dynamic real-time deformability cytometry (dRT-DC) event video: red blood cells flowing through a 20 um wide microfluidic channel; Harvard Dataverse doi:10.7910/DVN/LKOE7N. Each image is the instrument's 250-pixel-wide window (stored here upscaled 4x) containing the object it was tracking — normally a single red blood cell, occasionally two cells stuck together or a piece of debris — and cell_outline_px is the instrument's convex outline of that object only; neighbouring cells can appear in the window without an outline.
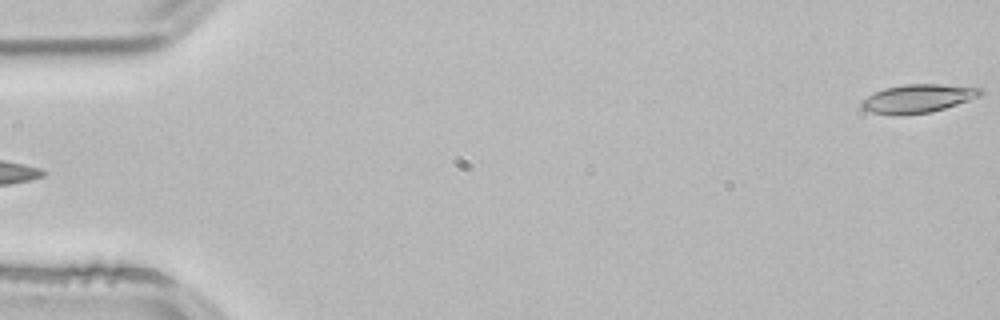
{"species": "common noctule bat (a hibernating species)", "species_latin": "Nyctalus noctula", "temperature_condition": "room temperature", "stored_images_in_passage": 3, "segment_of_instrument_passage": [2, 2], "camera_frame_rate_fps": 3000, "um_per_image_px": 0.085, "animal": {"sex": "male", "body_mass_g": 21.5, "forearm_length_mm": 52.0}, "frame": {"image": 1, "passage_image": 3, "time_ms": 0.667, "image_size_px": [1000, 320], "cell_outline_px": [[984, 92], [980, 96], [932, 112], [900, 116], [892, 116], [872, 112], [860, 108], [860, 100], [884, 88], [904, 84], [940, 84], [980, 88]], "centroid_in_image_um": [77.96, 8.39], "position_along_channel_um": 7.0, "area_um2": 19.83}}